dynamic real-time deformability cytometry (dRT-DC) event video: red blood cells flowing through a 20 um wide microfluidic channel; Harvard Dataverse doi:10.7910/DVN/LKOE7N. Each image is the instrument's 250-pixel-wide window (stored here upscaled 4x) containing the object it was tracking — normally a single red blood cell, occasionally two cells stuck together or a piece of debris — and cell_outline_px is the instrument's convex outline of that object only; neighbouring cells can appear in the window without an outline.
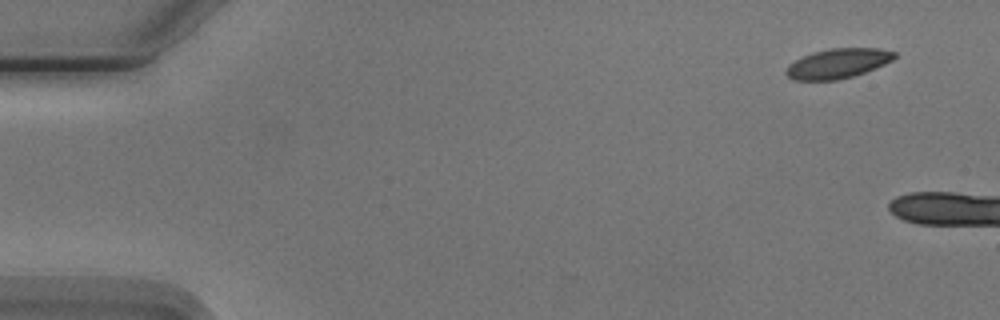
{"species": "Egyptian fruit bat (a non-hibernating species)", "species_latin": "Rousettus aegyptiacus", "temperature_condition": "cold", "stored_images_in_passage": 3, "camera_frame_rate_fps": 3000, "um_per_image_px": 0.085, "animal": {"sex": "male"}, "frame": {"image": 1, "passage_image": 1, "time_ms": 0.0, "image_size_px": [1000, 320], "cell_outline_px": [[896, 56], [892, 60], [876, 68], [852, 76], [836, 80], [792, 80], [784, 72], [788, 64], [812, 52], [828, 48], [880, 48], [896, 52]], "centroid_in_image_um": [71.2, 5.39], "position_along_channel_um": 13.8, "area_um2": 18.79}}